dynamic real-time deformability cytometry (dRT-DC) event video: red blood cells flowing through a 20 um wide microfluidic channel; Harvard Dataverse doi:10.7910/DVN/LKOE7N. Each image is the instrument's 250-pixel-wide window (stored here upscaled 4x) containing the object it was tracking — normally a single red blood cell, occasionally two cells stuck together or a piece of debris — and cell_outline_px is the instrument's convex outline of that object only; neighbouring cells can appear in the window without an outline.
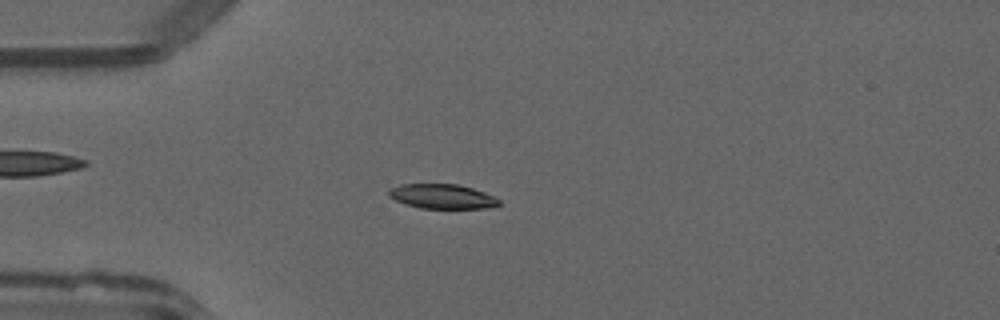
{"species": "common noctule bat (a hibernating species)", "species_latin": "Nyctalus noctula", "temperature_condition": "warm", "stored_images_in_passage": 50, "camera_frame_rate_fps": 3000, "um_per_image_px": 0.085, "animal": {"sex": "male", "forearm_length_mm": 52.5}, "frame": {"image": 1, "passage_image": 13, "time_ms": 4.0, "image_size_px": [1000, 320], "cell_outline_px": [[500, 204], [492, 208], [420, 208], [404, 204], [388, 196], [388, 188], [400, 184], [460, 184], [484, 192], [500, 200]], "centroid_in_image_um": [37.56, 16.69], "position_along_channel_um": 47.4, "area_um2": 15.9}}
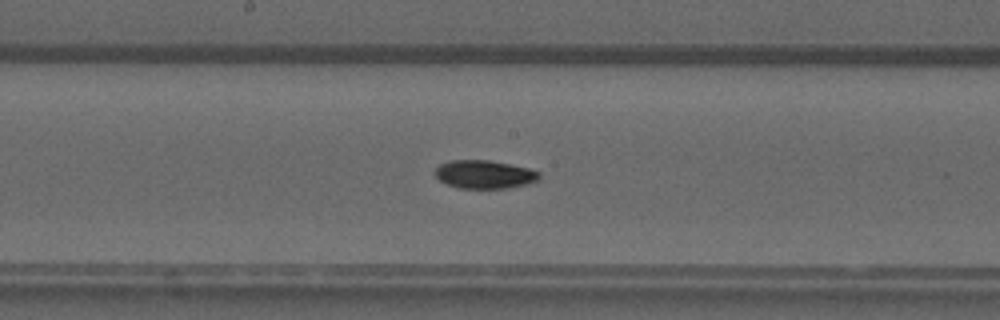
{"frame": {"image": 2, "passage_image": 26, "time_ms": 8.333, "image_size_px": [1000, 320], "cell_outline_px": [[540, 180], [508, 188], [460, 188], [448, 184], [440, 180], [436, 176], [436, 168], [440, 164], [452, 160], [488, 160], [528, 168], [540, 172]], "centroid_in_image_um": [41.19, 14.82], "position_along_channel_um": 207.0, "area_um2": 16.94}}
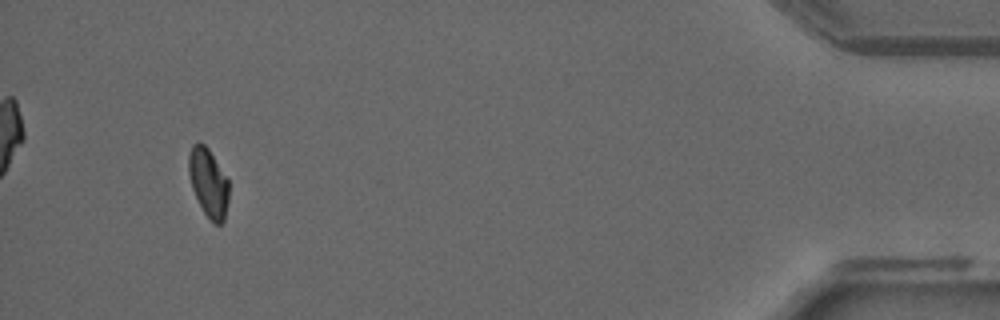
{"frame": {"image": 3, "passage_image": 47, "time_ms": 15.333, "image_size_px": [1000, 320], "cell_outline_px": [[228, 200], [224, 220], [220, 224], [216, 224], [204, 212], [192, 188], [188, 172], [188, 156], [192, 144], [204, 144], [208, 148], [228, 180]], "centroid_in_image_um": [17.7, 15.51], "position_along_channel_um": 417.5, "area_um2": 15.66}, "authors_computed_cell_mechanics": {"area_um2": 16.7331, "velocity_mm_per_s": 4.0473, "shape_relaxation_time_tau1_ms": 7.9292, "shape_relaxation_time_tau2_ms": 4.7167, "deformation_change_tau1": 0.2034, "deformation_change_tau2": 0.0737}}